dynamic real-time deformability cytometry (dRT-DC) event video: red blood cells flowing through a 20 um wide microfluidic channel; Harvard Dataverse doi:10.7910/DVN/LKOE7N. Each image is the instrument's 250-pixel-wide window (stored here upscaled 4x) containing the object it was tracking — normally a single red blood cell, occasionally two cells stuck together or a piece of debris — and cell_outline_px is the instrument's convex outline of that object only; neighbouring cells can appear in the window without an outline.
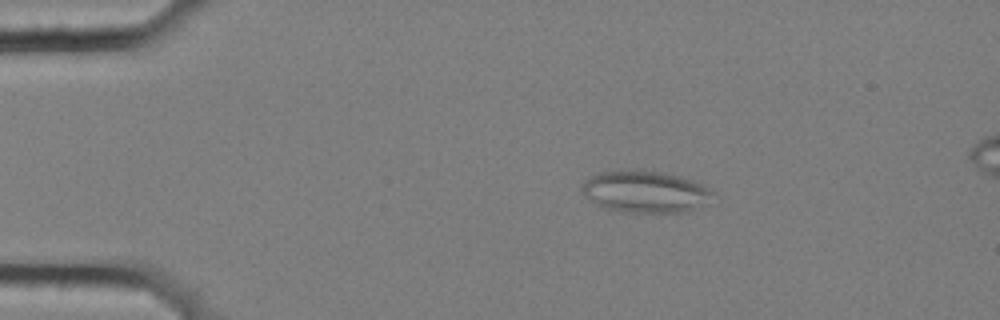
{"species": "common noctule bat (a hibernating species)", "species_latin": "Nyctalus noctula", "temperature_condition": "cold", "stored_images_in_passage": 14, "segment_of_instrument_passage": [1, 2], "camera_frame_rate_fps": 3000, "um_per_image_px": 0.085, "animal": {"sex": "female", "body_mass_g": 25.1}, "frame": {"image": 1, "passage_image": 3, "time_ms": 0.667, "image_size_px": [1000, 320], "cell_outline_px": [[716, 192], [708, 204], [684, 212], [628, 212], [608, 208], [596, 204], [580, 188], [580, 184], [584, 180], [596, 172], [608, 168], [660, 172], [680, 176], [704, 184]], "centroid_in_image_um": [54.86, 16.26], "position_along_channel_um": 30.1, "area_um2": 32.37}}